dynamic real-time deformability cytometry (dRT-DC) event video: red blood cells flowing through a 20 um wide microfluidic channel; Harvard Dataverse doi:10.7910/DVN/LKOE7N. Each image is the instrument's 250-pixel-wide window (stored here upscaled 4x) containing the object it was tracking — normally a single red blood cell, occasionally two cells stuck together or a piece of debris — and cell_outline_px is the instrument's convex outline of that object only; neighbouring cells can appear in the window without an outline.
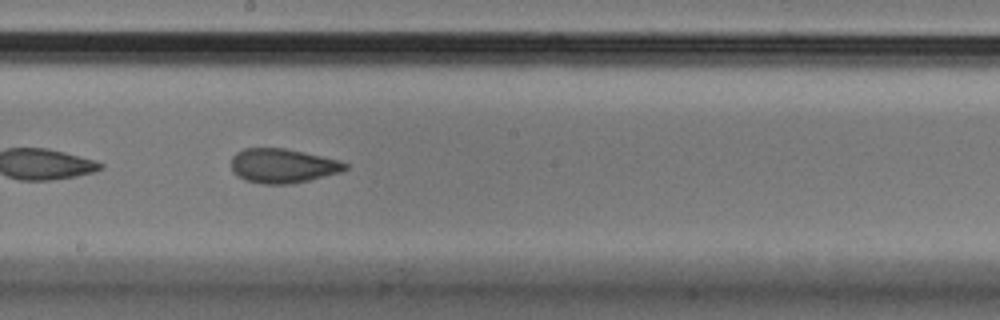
{"species": "Egyptian fruit bat (a non-hibernating species)", "species_latin": "Rousettus aegyptiacus", "temperature_condition": "cold", "stored_images_in_passage": 46, "camera_frame_rate_fps": 3000, "um_per_image_px": 0.085, "animal": {"sex": "male"}, "frame": {"image": 1, "passage_image": 27, "time_ms": 8.667, "image_size_px": [1000, 320], "cell_outline_px": [[348, 168], [340, 172], [292, 184], [264, 184], [244, 180], [236, 176], [232, 172], [232, 156], [236, 152], [244, 148], [284, 148], [304, 152], [340, 160], [348, 164]], "centroid_in_image_um": [24.01, 14.09], "position_along_channel_um": 224.2, "area_um2": 22.89}}